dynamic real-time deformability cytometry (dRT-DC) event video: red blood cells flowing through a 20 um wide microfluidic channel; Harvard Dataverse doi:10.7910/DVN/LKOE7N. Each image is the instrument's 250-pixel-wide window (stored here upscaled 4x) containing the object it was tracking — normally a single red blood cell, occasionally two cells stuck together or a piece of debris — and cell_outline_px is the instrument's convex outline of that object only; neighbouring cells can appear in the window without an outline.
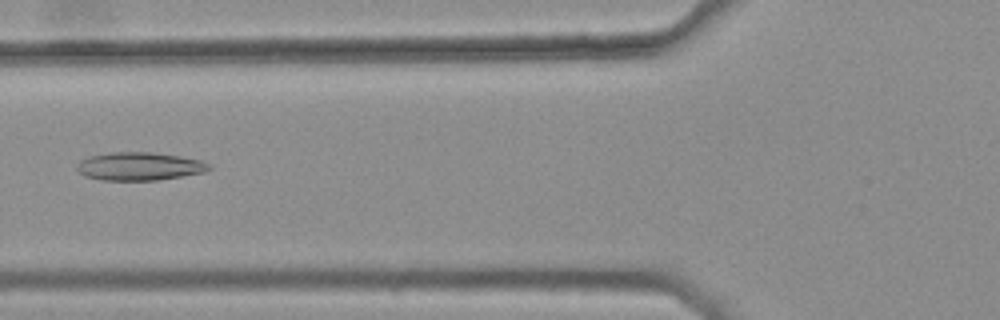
{"species": "common noctule bat (a hibernating species)", "species_latin": "Nyctalus noctula", "temperature_condition": "warm", "stored_images_in_passage": 2, "camera_frame_rate_fps": 3000, "um_per_image_px": 0.085, "animal": {"sex": "female", "body_mass_g": 25.1}, "frame": {"image": 1, "passage_image": 2, "time_ms": 0.333, "image_size_px": [1000, 320], "cell_outline_px": [[212, 168], [204, 172], [156, 180], [100, 180], [84, 176], [76, 168], [76, 164], [80, 160], [88, 156], [112, 152], [152, 152], [180, 156], [200, 160], [212, 164]], "centroid_in_image_um": [11.83, 14.13], "position_along_channel_um": 114.0, "area_um2": 21.73}}